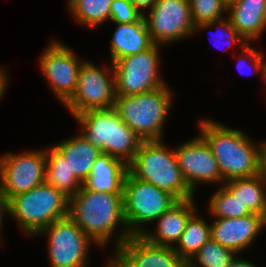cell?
Instances as JSON below:
<instances>
[{
    "instance_id": "obj_33",
    "label": "cell",
    "mask_w": 266,
    "mask_h": 267,
    "mask_svg": "<svg viewBox=\"0 0 266 267\" xmlns=\"http://www.w3.org/2000/svg\"><path fill=\"white\" fill-rule=\"evenodd\" d=\"M258 174L266 181V140L259 143V172Z\"/></svg>"
},
{
    "instance_id": "obj_26",
    "label": "cell",
    "mask_w": 266,
    "mask_h": 267,
    "mask_svg": "<svg viewBox=\"0 0 266 267\" xmlns=\"http://www.w3.org/2000/svg\"><path fill=\"white\" fill-rule=\"evenodd\" d=\"M207 209L212 217L222 219L239 218L252 213L224 185L219 186L209 198Z\"/></svg>"
},
{
    "instance_id": "obj_8",
    "label": "cell",
    "mask_w": 266,
    "mask_h": 267,
    "mask_svg": "<svg viewBox=\"0 0 266 267\" xmlns=\"http://www.w3.org/2000/svg\"><path fill=\"white\" fill-rule=\"evenodd\" d=\"M115 99L113 64L101 68L85 59L79 70L75 92L63 105L74 117L87 110L113 108Z\"/></svg>"
},
{
    "instance_id": "obj_23",
    "label": "cell",
    "mask_w": 266,
    "mask_h": 267,
    "mask_svg": "<svg viewBox=\"0 0 266 267\" xmlns=\"http://www.w3.org/2000/svg\"><path fill=\"white\" fill-rule=\"evenodd\" d=\"M223 185L252 213L266 218V181L259 174L228 180Z\"/></svg>"
},
{
    "instance_id": "obj_21",
    "label": "cell",
    "mask_w": 266,
    "mask_h": 267,
    "mask_svg": "<svg viewBox=\"0 0 266 267\" xmlns=\"http://www.w3.org/2000/svg\"><path fill=\"white\" fill-rule=\"evenodd\" d=\"M67 161L68 167L83 183L90 175L93 163L102 153L81 133L53 145Z\"/></svg>"
},
{
    "instance_id": "obj_29",
    "label": "cell",
    "mask_w": 266,
    "mask_h": 267,
    "mask_svg": "<svg viewBox=\"0 0 266 267\" xmlns=\"http://www.w3.org/2000/svg\"><path fill=\"white\" fill-rule=\"evenodd\" d=\"M215 28V30L217 31H221L216 33L215 31V35L214 37L219 40V46L223 47L225 46V48H231L234 47V45L236 44H240V47L242 48L247 42L238 34L237 30L234 28V26L230 23V20L227 19H220L218 21H213V22H209V23H200L195 25V29H194V33L198 32L199 30H206V29H213ZM218 28V29H216ZM223 30V31H222ZM212 32V31H211ZM223 44H222V43ZM222 47V48H223ZM223 50V49H222Z\"/></svg>"
},
{
    "instance_id": "obj_5",
    "label": "cell",
    "mask_w": 266,
    "mask_h": 267,
    "mask_svg": "<svg viewBox=\"0 0 266 267\" xmlns=\"http://www.w3.org/2000/svg\"><path fill=\"white\" fill-rule=\"evenodd\" d=\"M173 92L165 84L135 95H116L114 109L143 141L162 140Z\"/></svg>"
},
{
    "instance_id": "obj_35",
    "label": "cell",
    "mask_w": 266,
    "mask_h": 267,
    "mask_svg": "<svg viewBox=\"0 0 266 267\" xmlns=\"http://www.w3.org/2000/svg\"><path fill=\"white\" fill-rule=\"evenodd\" d=\"M8 71L5 69V67L0 66V99L5 94V90L8 87Z\"/></svg>"
},
{
    "instance_id": "obj_3",
    "label": "cell",
    "mask_w": 266,
    "mask_h": 267,
    "mask_svg": "<svg viewBox=\"0 0 266 267\" xmlns=\"http://www.w3.org/2000/svg\"><path fill=\"white\" fill-rule=\"evenodd\" d=\"M164 140L142 141L128 171L137 179L150 183L174 196L178 201L194 198L187 185L174 149Z\"/></svg>"
},
{
    "instance_id": "obj_32",
    "label": "cell",
    "mask_w": 266,
    "mask_h": 267,
    "mask_svg": "<svg viewBox=\"0 0 266 267\" xmlns=\"http://www.w3.org/2000/svg\"><path fill=\"white\" fill-rule=\"evenodd\" d=\"M4 214H9V201L6 195L4 194L0 182V245L4 244L2 243V227H3V219H4Z\"/></svg>"
},
{
    "instance_id": "obj_19",
    "label": "cell",
    "mask_w": 266,
    "mask_h": 267,
    "mask_svg": "<svg viewBox=\"0 0 266 267\" xmlns=\"http://www.w3.org/2000/svg\"><path fill=\"white\" fill-rule=\"evenodd\" d=\"M127 172L128 164L122 159L102 152L93 163L92 171L83 186L95 192L123 194Z\"/></svg>"
},
{
    "instance_id": "obj_38",
    "label": "cell",
    "mask_w": 266,
    "mask_h": 267,
    "mask_svg": "<svg viewBox=\"0 0 266 267\" xmlns=\"http://www.w3.org/2000/svg\"><path fill=\"white\" fill-rule=\"evenodd\" d=\"M106 267H121L120 264L112 257Z\"/></svg>"
},
{
    "instance_id": "obj_22",
    "label": "cell",
    "mask_w": 266,
    "mask_h": 267,
    "mask_svg": "<svg viewBox=\"0 0 266 267\" xmlns=\"http://www.w3.org/2000/svg\"><path fill=\"white\" fill-rule=\"evenodd\" d=\"M45 151V182L71 198L81 189L83 183L70 170L67 161L54 146L45 148Z\"/></svg>"
},
{
    "instance_id": "obj_28",
    "label": "cell",
    "mask_w": 266,
    "mask_h": 267,
    "mask_svg": "<svg viewBox=\"0 0 266 267\" xmlns=\"http://www.w3.org/2000/svg\"><path fill=\"white\" fill-rule=\"evenodd\" d=\"M189 5L194 25L218 21L227 13L222 0H189Z\"/></svg>"
},
{
    "instance_id": "obj_12",
    "label": "cell",
    "mask_w": 266,
    "mask_h": 267,
    "mask_svg": "<svg viewBox=\"0 0 266 267\" xmlns=\"http://www.w3.org/2000/svg\"><path fill=\"white\" fill-rule=\"evenodd\" d=\"M143 15L154 44L167 45L194 34L189 0H156Z\"/></svg>"
},
{
    "instance_id": "obj_18",
    "label": "cell",
    "mask_w": 266,
    "mask_h": 267,
    "mask_svg": "<svg viewBox=\"0 0 266 267\" xmlns=\"http://www.w3.org/2000/svg\"><path fill=\"white\" fill-rule=\"evenodd\" d=\"M227 14L247 43L259 40L266 31V0H237L227 6Z\"/></svg>"
},
{
    "instance_id": "obj_6",
    "label": "cell",
    "mask_w": 266,
    "mask_h": 267,
    "mask_svg": "<svg viewBox=\"0 0 266 267\" xmlns=\"http://www.w3.org/2000/svg\"><path fill=\"white\" fill-rule=\"evenodd\" d=\"M8 201L9 216L29 236L37 237L48 225L68 216L69 198L46 182Z\"/></svg>"
},
{
    "instance_id": "obj_37",
    "label": "cell",
    "mask_w": 266,
    "mask_h": 267,
    "mask_svg": "<svg viewBox=\"0 0 266 267\" xmlns=\"http://www.w3.org/2000/svg\"><path fill=\"white\" fill-rule=\"evenodd\" d=\"M265 58H262V63L260 66V76L264 79V83L266 84V61L264 60Z\"/></svg>"
},
{
    "instance_id": "obj_25",
    "label": "cell",
    "mask_w": 266,
    "mask_h": 267,
    "mask_svg": "<svg viewBox=\"0 0 266 267\" xmlns=\"http://www.w3.org/2000/svg\"><path fill=\"white\" fill-rule=\"evenodd\" d=\"M112 0H67L69 12L78 24L94 28L110 19Z\"/></svg>"
},
{
    "instance_id": "obj_34",
    "label": "cell",
    "mask_w": 266,
    "mask_h": 267,
    "mask_svg": "<svg viewBox=\"0 0 266 267\" xmlns=\"http://www.w3.org/2000/svg\"><path fill=\"white\" fill-rule=\"evenodd\" d=\"M129 1L142 15L145 14V9L150 10L156 2V0H129Z\"/></svg>"
},
{
    "instance_id": "obj_24",
    "label": "cell",
    "mask_w": 266,
    "mask_h": 267,
    "mask_svg": "<svg viewBox=\"0 0 266 267\" xmlns=\"http://www.w3.org/2000/svg\"><path fill=\"white\" fill-rule=\"evenodd\" d=\"M197 212L190 217L179 241L173 247L175 253L187 263L211 239L210 224Z\"/></svg>"
},
{
    "instance_id": "obj_7",
    "label": "cell",
    "mask_w": 266,
    "mask_h": 267,
    "mask_svg": "<svg viewBox=\"0 0 266 267\" xmlns=\"http://www.w3.org/2000/svg\"><path fill=\"white\" fill-rule=\"evenodd\" d=\"M177 202L168 192L127 172L123 189L124 219L132 236L143 235L145 224L155 222Z\"/></svg>"
},
{
    "instance_id": "obj_39",
    "label": "cell",
    "mask_w": 266,
    "mask_h": 267,
    "mask_svg": "<svg viewBox=\"0 0 266 267\" xmlns=\"http://www.w3.org/2000/svg\"><path fill=\"white\" fill-rule=\"evenodd\" d=\"M226 6H229L233 2H236L237 0H222Z\"/></svg>"
},
{
    "instance_id": "obj_20",
    "label": "cell",
    "mask_w": 266,
    "mask_h": 267,
    "mask_svg": "<svg viewBox=\"0 0 266 267\" xmlns=\"http://www.w3.org/2000/svg\"><path fill=\"white\" fill-rule=\"evenodd\" d=\"M117 25L110 42V61L137 54L151 48L154 43L142 16L132 23H115Z\"/></svg>"
},
{
    "instance_id": "obj_1",
    "label": "cell",
    "mask_w": 266,
    "mask_h": 267,
    "mask_svg": "<svg viewBox=\"0 0 266 267\" xmlns=\"http://www.w3.org/2000/svg\"><path fill=\"white\" fill-rule=\"evenodd\" d=\"M68 216L99 248L106 247L115 236L116 250L132 236L124 219L123 194L95 192L82 186L69 198Z\"/></svg>"
},
{
    "instance_id": "obj_17",
    "label": "cell",
    "mask_w": 266,
    "mask_h": 267,
    "mask_svg": "<svg viewBox=\"0 0 266 267\" xmlns=\"http://www.w3.org/2000/svg\"><path fill=\"white\" fill-rule=\"evenodd\" d=\"M194 201V198H190L175 203L155 221L154 232L147 227L142 236L153 244L174 247L188 220L198 211Z\"/></svg>"
},
{
    "instance_id": "obj_2",
    "label": "cell",
    "mask_w": 266,
    "mask_h": 267,
    "mask_svg": "<svg viewBox=\"0 0 266 267\" xmlns=\"http://www.w3.org/2000/svg\"><path fill=\"white\" fill-rule=\"evenodd\" d=\"M199 134L209 144L224 182L258 175L259 144L241 129L211 118L199 120Z\"/></svg>"
},
{
    "instance_id": "obj_30",
    "label": "cell",
    "mask_w": 266,
    "mask_h": 267,
    "mask_svg": "<svg viewBox=\"0 0 266 267\" xmlns=\"http://www.w3.org/2000/svg\"><path fill=\"white\" fill-rule=\"evenodd\" d=\"M142 16L129 0H112L111 2L110 20L113 23H132Z\"/></svg>"
},
{
    "instance_id": "obj_16",
    "label": "cell",
    "mask_w": 266,
    "mask_h": 267,
    "mask_svg": "<svg viewBox=\"0 0 266 267\" xmlns=\"http://www.w3.org/2000/svg\"><path fill=\"white\" fill-rule=\"evenodd\" d=\"M265 227L266 218L256 213L232 219L214 218L210 223L211 240L238 254L249 248Z\"/></svg>"
},
{
    "instance_id": "obj_36",
    "label": "cell",
    "mask_w": 266,
    "mask_h": 267,
    "mask_svg": "<svg viewBox=\"0 0 266 267\" xmlns=\"http://www.w3.org/2000/svg\"><path fill=\"white\" fill-rule=\"evenodd\" d=\"M237 254L234 259L231 261L228 267H256L248 260H243V258H239Z\"/></svg>"
},
{
    "instance_id": "obj_4",
    "label": "cell",
    "mask_w": 266,
    "mask_h": 267,
    "mask_svg": "<svg viewBox=\"0 0 266 267\" xmlns=\"http://www.w3.org/2000/svg\"><path fill=\"white\" fill-rule=\"evenodd\" d=\"M80 133L99 151L129 164L143 141L121 119L114 108L92 109L73 117Z\"/></svg>"
},
{
    "instance_id": "obj_15",
    "label": "cell",
    "mask_w": 266,
    "mask_h": 267,
    "mask_svg": "<svg viewBox=\"0 0 266 267\" xmlns=\"http://www.w3.org/2000/svg\"><path fill=\"white\" fill-rule=\"evenodd\" d=\"M112 257L121 267H188L173 247L153 244L142 235L130 236Z\"/></svg>"
},
{
    "instance_id": "obj_13",
    "label": "cell",
    "mask_w": 266,
    "mask_h": 267,
    "mask_svg": "<svg viewBox=\"0 0 266 267\" xmlns=\"http://www.w3.org/2000/svg\"><path fill=\"white\" fill-rule=\"evenodd\" d=\"M45 149L0 156V182L8 200L45 182Z\"/></svg>"
},
{
    "instance_id": "obj_31",
    "label": "cell",
    "mask_w": 266,
    "mask_h": 267,
    "mask_svg": "<svg viewBox=\"0 0 266 267\" xmlns=\"http://www.w3.org/2000/svg\"><path fill=\"white\" fill-rule=\"evenodd\" d=\"M243 53H239V58L237 59V66L239 73L241 72L245 75H249L250 73L256 74V72L260 73V66L262 63V58L264 57L260 51L256 50V48H252L250 43H246L243 47ZM248 63V64H247ZM246 67H249V70H246ZM248 69V68H247ZM251 75V74H250Z\"/></svg>"
},
{
    "instance_id": "obj_9",
    "label": "cell",
    "mask_w": 266,
    "mask_h": 267,
    "mask_svg": "<svg viewBox=\"0 0 266 267\" xmlns=\"http://www.w3.org/2000/svg\"><path fill=\"white\" fill-rule=\"evenodd\" d=\"M37 235L48 240L51 267H87L94 242L69 216L54 221Z\"/></svg>"
},
{
    "instance_id": "obj_27",
    "label": "cell",
    "mask_w": 266,
    "mask_h": 267,
    "mask_svg": "<svg viewBox=\"0 0 266 267\" xmlns=\"http://www.w3.org/2000/svg\"><path fill=\"white\" fill-rule=\"evenodd\" d=\"M236 255L231 249L210 239L187 265L188 267H228Z\"/></svg>"
},
{
    "instance_id": "obj_11",
    "label": "cell",
    "mask_w": 266,
    "mask_h": 267,
    "mask_svg": "<svg viewBox=\"0 0 266 267\" xmlns=\"http://www.w3.org/2000/svg\"><path fill=\"white\" fill-rule=\"evenodd\" d=\"M83 61L75 51L55 40L40 54L38 63L43 77L52 93L63 104L75 92Z\"/></svg>"
},
{
    "instance_id": "obj_14",
    "label": "cell",
    "mask_w": 266,
    "mask_h": 267,
    "mask_svg": "<svg viewBox=\"0 0 266 267\" xmlns=\"http://www.w3.org/2000/svg\"><path fill=\"white\" fill-rule=\"evenodd\" d=\"M174 150L181 173L193 193L200 183L223 185L217 160L209 144L200 134L175 147Z\"/></svg>"
},
{
    "instance_id": "obj_10",
    "label": "cell",
    "mask_w": 266,
    "mask_h": 267,
    "mask_svg": "<svg viewBox=\"0 0 266 267\" xmlns=\"http://www.w3.org/2000/svg\"><path fill=\"white\" fill-rule=\"evenodd\" d=\"M151 48L113 62L116 95L142 94L165 84L160 74V47Z\"/></svg>"
}]
</instances>
